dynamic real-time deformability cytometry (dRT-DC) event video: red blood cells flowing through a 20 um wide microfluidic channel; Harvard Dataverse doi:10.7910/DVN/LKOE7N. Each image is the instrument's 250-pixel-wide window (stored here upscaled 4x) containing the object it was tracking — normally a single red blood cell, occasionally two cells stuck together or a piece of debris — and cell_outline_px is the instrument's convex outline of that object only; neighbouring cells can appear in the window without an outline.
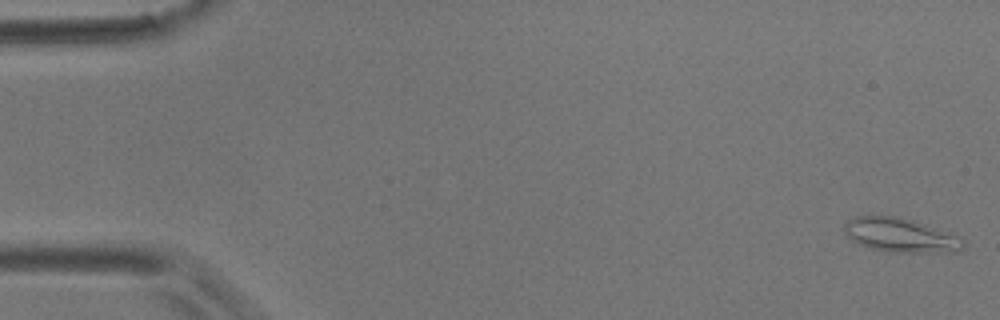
{"species": "common noctule bat (a hibernating species)", "species_latin": "Nyctalus noctula", "temperature_condition": "room temperature", "stored_images_in_passage": 8, "camera_frame_rate_fps": 3000, "um_per_image_px": 0.085, "animal": {"sex": "male", "body_mass_g": 17.9}, "frame": {"image": 1, "passage_image": 1, "time_ms": 0.0, "image_size_px": [1000, 320], "cell_outline_px": [[964, 248], [960, 252], [888, 252], [872, 248], [860, 244], [852, 240], [844, 232], [844, 224], [848, 220], [856, 216], [900, 216], [916, 220], [960, 236], [964, 244]], "centroid_in_image_um": [76.59, 19.98], "position_along_channel_um": 8.4, "area_um2": 23.87}}